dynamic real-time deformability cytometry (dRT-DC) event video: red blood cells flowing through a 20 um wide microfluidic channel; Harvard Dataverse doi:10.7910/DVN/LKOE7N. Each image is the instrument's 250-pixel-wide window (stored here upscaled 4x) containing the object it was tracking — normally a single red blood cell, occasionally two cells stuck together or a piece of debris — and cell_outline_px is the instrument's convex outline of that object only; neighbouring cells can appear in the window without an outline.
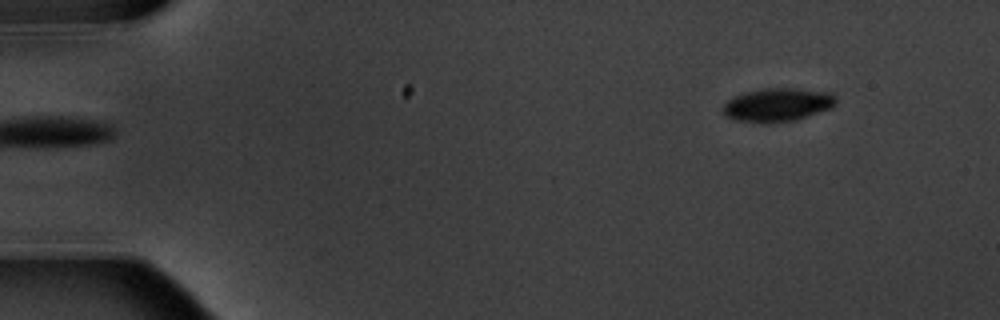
{"species": "common noctule bat (a hibernating species)", "species_latin": "Nyctalus noctula", "temperature_condition": "warm", "stored_images_in_passage": 4, "segment_of_instrument_passage": [2, 2], "camera_frame_rate_fps": 3000, "um_per_image_px": 0.085, "animal": {"sex": "male", "body_mass_g": 20.1, "forearm_length_mm": 53.5}, "frame": {"image": 1, "passage_image": 4, "time_ms": 4.667, "image_size_px": [1000, 320], "cell_outline_px": [[836, 104], [832, 108], [796, 120], [768, 124], [760, 124], [736, 120], [724, 116], [720, 108], [732, 96], [764, 88], [792, 88], [832, 92], [836, 96]], "centroid_in_image_um": [66.07, 8.93], "position_along_channel_um": 18.9, "area_um2": 22.54}}